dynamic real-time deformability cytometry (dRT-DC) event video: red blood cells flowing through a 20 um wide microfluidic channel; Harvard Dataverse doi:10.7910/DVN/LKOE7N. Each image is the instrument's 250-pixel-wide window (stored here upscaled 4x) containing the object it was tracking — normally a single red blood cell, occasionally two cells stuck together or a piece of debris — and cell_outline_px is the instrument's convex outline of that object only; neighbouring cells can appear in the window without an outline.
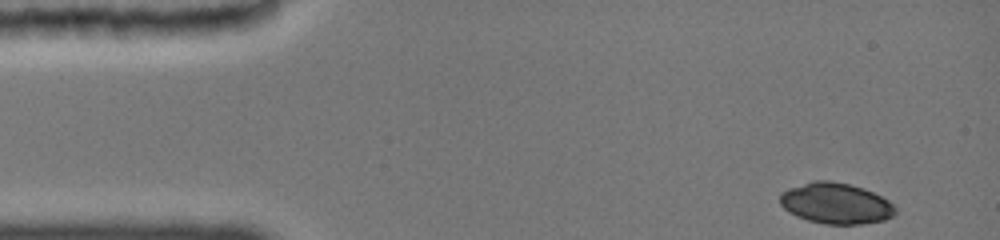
{"species": "common noctule bat (a hibernating species)", "species_latin": "Nyctalus noctula", "temperature_condition": "cold", "stored_images_in_passage": 57, "camera_frame_rate_fps": 3000, "um_per_image_px": 0.085, "animal": {"sex": "female", "body_mass_g": 19.0, "forearm_length_mm": 51.5}, "frame": {"image": 1, "passage_image": 1, "time_ms": 0.0, "image_size_px": [1000, 240], "cell_outline_px": [[896, 212], [892, 216], [884, 220], [860, 224], [824, 224], [808, 220], [796, 216], [788, 212], [780, 204], [780, 192], [788, 188], [812, 180], [832, 180], [864, 188], [888, 200], [896, 208]], "centroid_in_image_um": [71.01, 17.28], "position_along_channel_um": 14.0, "area_um2": 27.63}}